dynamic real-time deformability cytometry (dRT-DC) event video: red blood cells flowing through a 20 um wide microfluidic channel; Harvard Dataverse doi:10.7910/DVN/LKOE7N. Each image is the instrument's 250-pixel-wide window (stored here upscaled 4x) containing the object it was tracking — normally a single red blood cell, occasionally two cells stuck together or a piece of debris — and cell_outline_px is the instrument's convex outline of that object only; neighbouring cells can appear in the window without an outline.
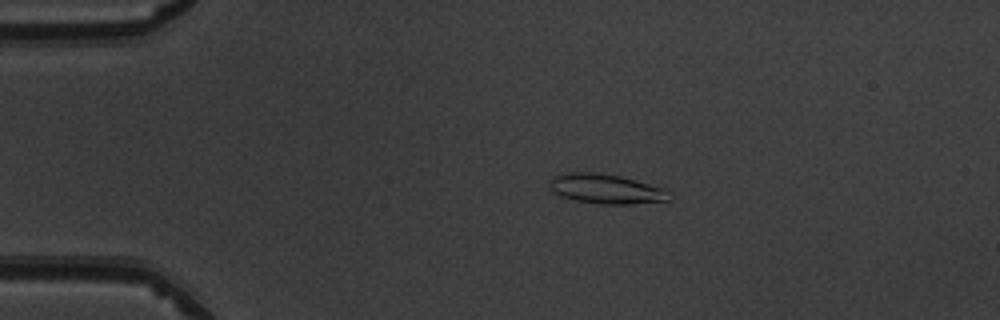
{"species": "common noctule bat (a hibernating species)", "species_latin": "Nyctalus noctula", "temperature_condition": "warm", "stored_images_in_passage": 50, "camera_frame_rate_fps": 3000, "um_per_image_px": 0.085, "animal": {"sex": "male", "body_mass_g": 19.5, "forearm_length_mm": 54.6}, "frame": {"image": 1, "passage_image": 9, "time_ms": 2.667, "image_size_px": [1000, 320], "cell_outline_px": [[672, 200], [632, 204], [604, 204], [576, 200], [560, 196], [548, 184], [552, 176], [560, 172], [596, 172], [620, 176], [668, 188], [672, 192]], "centroid_in_image_um": [51.59, 16.04], "position_along_channel_um": 33.4, "area_um2": 21.1}}
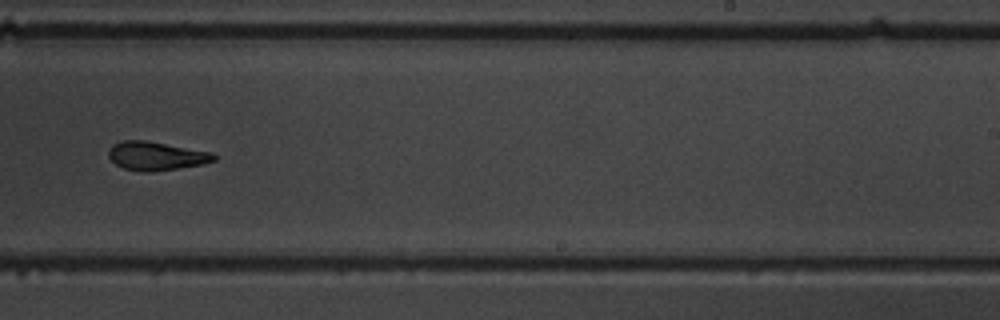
{"frame": {"image": 2, "passage_image": 31, "time_ms": 10.0, "image_size_px": [1000, 320], "cell_outline_px": [[216, 160], [204, 164], [152, 172], [140, 172], [124, 168], [116, 164], [108, 156], [108, 152], [112, 144], [120, 140], [144, 140], [212, 152], [216, 156]], "centroid_in_image_um": [13.26, 13.26], "position_along_channel_um": 275.7, "area_um2": 17.63}}
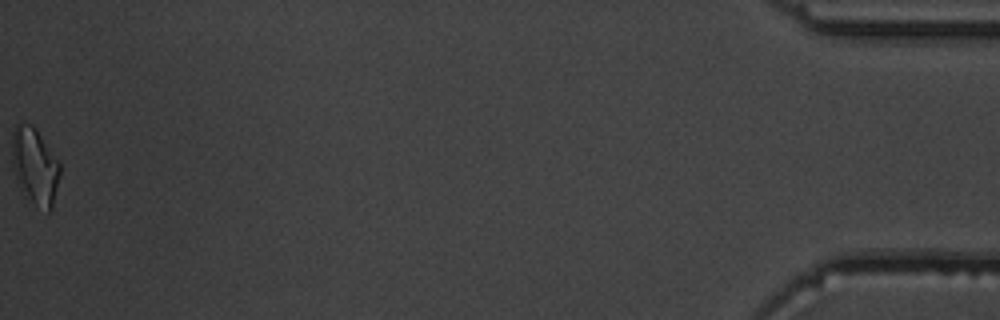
{"frame": {"image": 3, "passage_image": 50, "time_ms": 16.333, "image_size_px": [1000, 320], "cell_outline_px": [[60, 176], [52, 208], [48, 212], [24, 196], [16, 180], [12, 168], [12, 132], [16, 124], [32, 124], [36, 128], [60, 164]], "centroid_in_image_um": [2.95, 14.12], "position_along_channel_um": 432.3, "area_um2": 21.44}, "authors_computed_cell_mechanics": {"area_um2": 18.6116, "velocity_mm_per_s": 3.9784, "shape_relaxation_time_tau1_ms": 5.8707, "shape_relaxation_time_tau2_ms": 2.9124, "deformation_change_tau1": 0.17, "deformation_change_tau2": 0.1182}}